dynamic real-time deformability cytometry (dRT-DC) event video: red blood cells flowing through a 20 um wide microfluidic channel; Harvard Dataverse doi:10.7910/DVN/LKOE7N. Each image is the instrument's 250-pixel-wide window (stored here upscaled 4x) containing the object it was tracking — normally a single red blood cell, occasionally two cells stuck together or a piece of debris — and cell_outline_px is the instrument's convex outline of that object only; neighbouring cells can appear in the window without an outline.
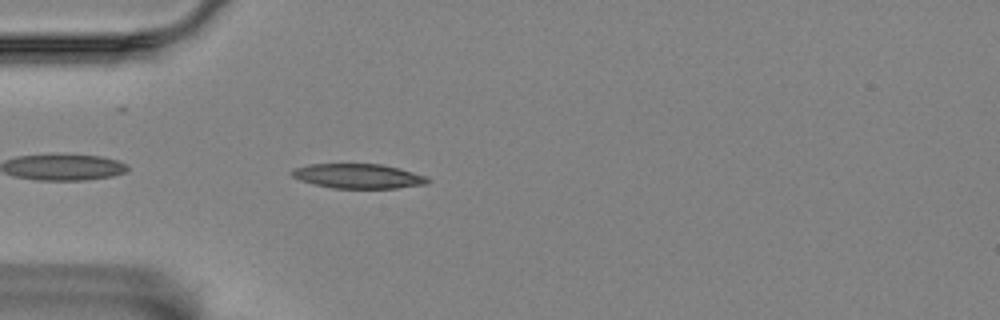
{"species": "Egyptian fruit bat (a non-hibernating species)", "species_latin": "Rousettus aegyptiacus", "temperature_condition": "room temperature", "stored_images_in_passage": 42, "camera_frame_rate_fps": 3000, "um_per_image_px": 0.085, "animal": {"sex": "female"}, "frame": {"image": 1, "passage_image": 3, "time_ms": 0.667, "image_size_px": [1000, 320], "cell_outline_px": [[428, 184], [396, 188], [332, 188], [300, 180], [292, 176], [288, 172], [296, 168], [308, 164], [380, 164], [400, 168], [424, 176], [428, 180]], "centroid_in_image_um": [30.42, 14.96], "position_along_channel_um": 54.6, "area_um2": 19.31}}
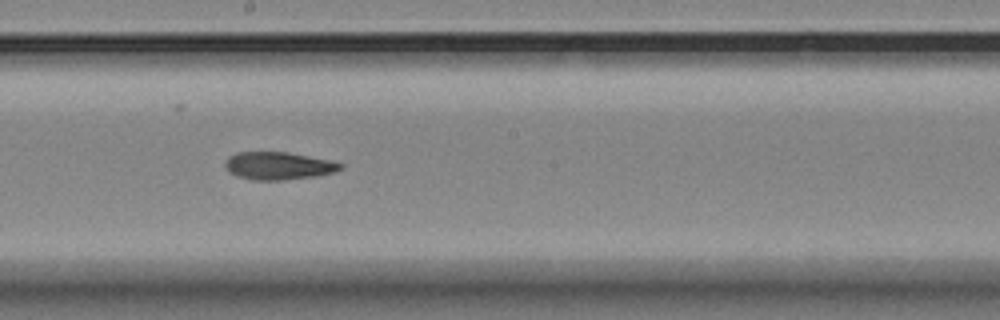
{"frame": {"image": 2, "passage_image": 18, "time_ms": 5.667, "image_size_px": [1000, 320], "cell_outline_px": [[344, 168], [336, 172], [316, 176], [284, 180], [252, 180], [228, 172], [224, 164], [228, 156], [236, 152], [288, 152], [328, 160], [344, 164]], "centroid_in_image_um": [23.67, 14.09], "position_along_channel_um": 224.5, "area_um2": 18.67}}
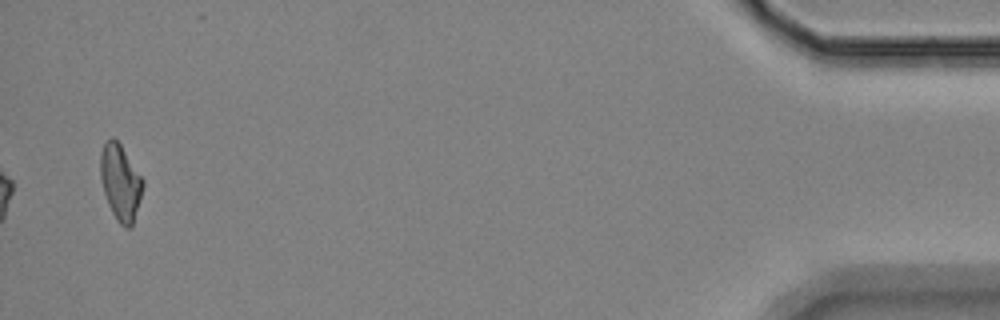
{"frame": {"image": 3, "passage_image": 42, "time_ms": 13.667, "image_size_px": [1000, 320], "cell_outline_px": [[144, 184], [132, 228], [124, 228], [116, 220], [108, 204], [104, 192], [100, 176], [100, 152], [104, 144], [112, 136], [120, 144], [144, 180]], "centroid_in_image_um": [10.23, 15.52], "position_along_channel_um": 425.0, "area_um2": 18.73}}